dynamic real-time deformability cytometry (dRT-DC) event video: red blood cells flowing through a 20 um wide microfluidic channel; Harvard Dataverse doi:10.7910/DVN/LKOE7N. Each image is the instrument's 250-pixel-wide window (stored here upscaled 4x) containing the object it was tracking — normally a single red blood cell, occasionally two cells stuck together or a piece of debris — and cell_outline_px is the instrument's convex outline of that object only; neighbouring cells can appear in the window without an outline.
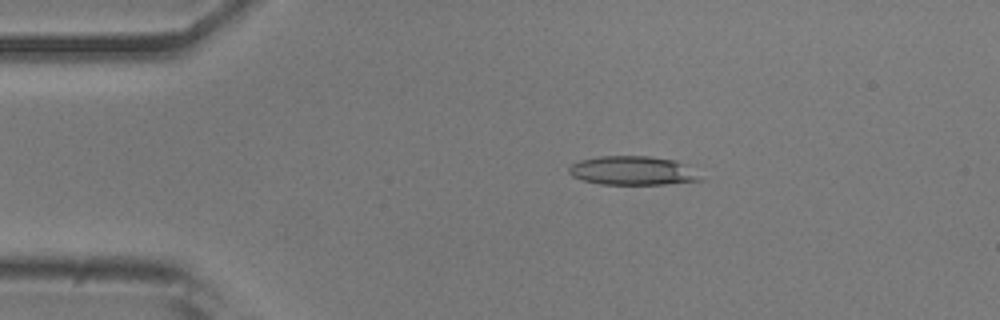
{"species": "common noctule bat (a hibernating species)", "species_latin": "Nyctalus noctula", "temperature_condition": "room temperature", "stored_images_in_passage": 12, "camera_frame_rate_fps": 3000, "um_per_image_px": 0.085, "animal": {"sex": "male", "body_mass_g": 20.5, "forearm_length_mm": 52.5}, "frame": {"image": 1, "passage_image": 6, "time_ms": 1.667, "image_size_px": [1000, 320], "cell_outline_px": [[704, 180], [664, 184], [600, 184], [584, 180], [572, 176], [568, 172], [568, 168], [572, 164], [580, 160], [600, 156], [648, 156], [676, 160], [688, 164]], "centroid_in_image_um": [53.8, 14.5], "position_along_channel_um": 31.2, "area_um2": 22.2}}
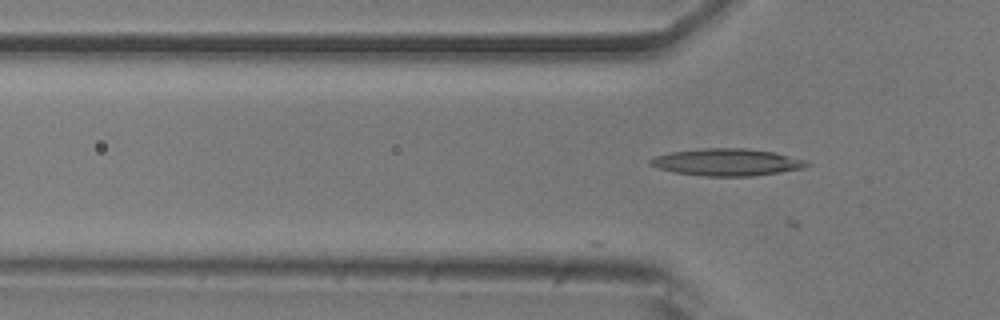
{"frame": {"image": 2, "passage_image": 12, "time_ms": 3.667, "image_size_px": [1000, 320], "cell_outline_px": [[812, 164], [804, 168], [780, 172], [752, 176], [704, 176], [676, 172], [660, 168], [648, 164], [648, 160], [656, 156], [672, 152], [704, 148], [744, 148], [776, 152], [804, 160]], "centroid_in_image_um": [61.82, 13.78], "position_along_channel_um": 64.0, "area_um2": 24.57}}